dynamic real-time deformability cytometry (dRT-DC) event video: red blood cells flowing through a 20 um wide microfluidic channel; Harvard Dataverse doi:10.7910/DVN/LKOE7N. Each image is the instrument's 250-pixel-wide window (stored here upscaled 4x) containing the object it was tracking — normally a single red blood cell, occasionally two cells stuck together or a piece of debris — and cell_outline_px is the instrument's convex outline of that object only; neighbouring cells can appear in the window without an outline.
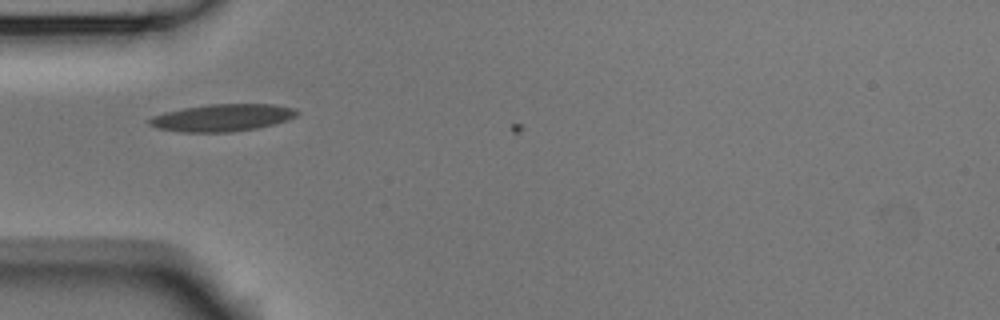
{"species": "Egyptian fruit bat (a non-hibernating species)", "species_latin": "Rousettus aegyptiacus", "temperature_condition": "room temperature", "stored_images_in_passage": 4, "camera_frame_rate_fps": 3000, "um_per_image_px": 0.085, "animal": {"sex": "male"}, "frame": {"image": 1, "passage_image": 3, "time_ms": 0.667, "image_size_px": [1000, 320], "cell_outline_px": [[300, 112], [296, 116], [288, 120], [256, 128], [232, 132], [180, 132], [156, 128], [148, 124], [148, 120], [152, 116], [164, 112], [184, 108], [208, 104], [272, 104], [292, 108]], "centroid_in_image_um": [18.86, 10.01], "position_along_channel_um": 66.1, "area_um2": 23.41}}